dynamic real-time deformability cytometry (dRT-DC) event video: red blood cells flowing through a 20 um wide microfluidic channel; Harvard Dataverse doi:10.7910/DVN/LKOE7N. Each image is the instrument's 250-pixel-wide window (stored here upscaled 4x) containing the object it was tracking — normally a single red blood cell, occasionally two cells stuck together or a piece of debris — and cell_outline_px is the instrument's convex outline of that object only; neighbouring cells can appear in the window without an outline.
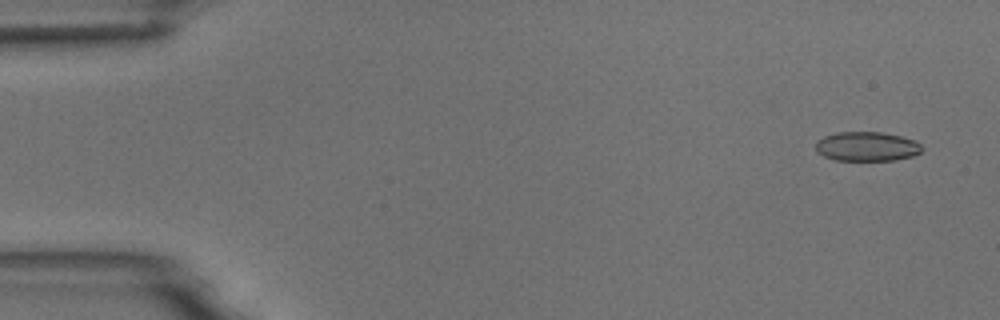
{"species": "common noctule bat (a hibernating species)", "species_latin": "Nyctalus noctula", "temperature_condition": "room temperature", "stored_images_in_passage": 4, "camera_frame_rate_fps": 3000, "um_per_image_px": 0.085, "animal": {"sex": "male", "body_mass_g": 18.8}, "frame": {"image": 1, "passage_image": 1, "time_ms": 0.0, "image_size_px": [1000, 320], "cell_outline_px": [[924, 148], [920, 152], [912, 156], [896, 160], [836, 160], [824, 156], [816, 152], [816, 140], [824, 136], [836, 132], [880, 132], [900, 136], [912, 140], [920, 144]], "centroid_in_image_um": [73.65, 12.45], "position_along_channel_um": 11.3, "area_um2": 18.15}}
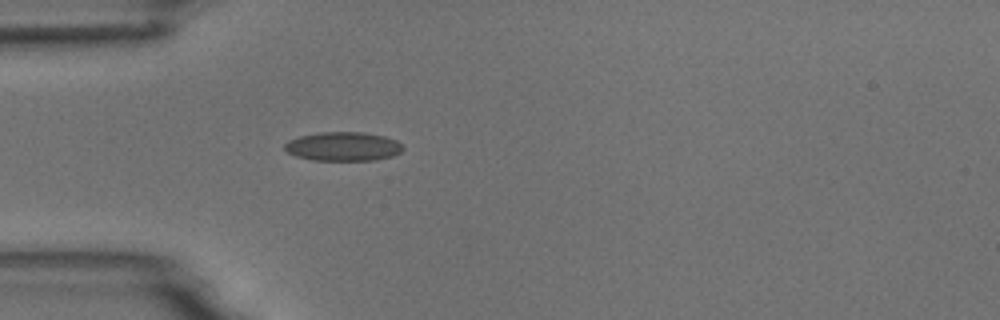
{"frame": {"image": 2, "passage_image": 4, "time_ms": 4.333, "image_size_px": [1000, 320], "cell_outline_px": [[404, 148], [400, 152], [392, 156], [376, 160], [312, 160], [296, 156], [288, 152], [284, 148], [284, 144], [288, 140], [300, 136], [320, 132], [364, 132], [384, 136], [396, 140]], "centroid_in_image_um": [29.16, 12.44], "position_along_channel_um": 55.8, "area_um2": 19.94}}